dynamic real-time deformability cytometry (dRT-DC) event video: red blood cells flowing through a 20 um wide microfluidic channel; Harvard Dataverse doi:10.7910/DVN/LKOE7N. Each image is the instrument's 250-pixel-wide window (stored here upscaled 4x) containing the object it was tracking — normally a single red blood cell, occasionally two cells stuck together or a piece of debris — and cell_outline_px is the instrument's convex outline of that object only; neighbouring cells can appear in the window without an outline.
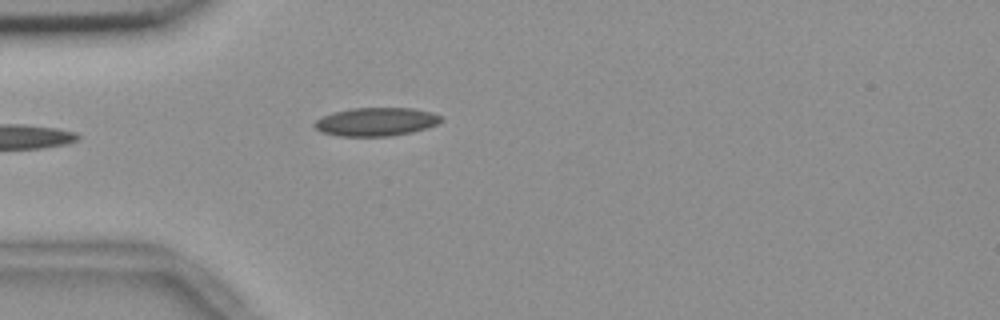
{"species": "common noctule bat (a hibernating species)", "species_latin": "Nyctalus noctula", "temperature_condition": "room temperature", "stored_images_in_passage": 25, "camera_frame_rate_fps": 3000, "um_per_image_px": 0.085, "animal": {"sex": "female", "body_mass_g": 18.4}, "frame": {"image": 1, "passage_image": 1, "time_ms": 0.0, "image_size_px": [1000, 320], "cell_outline_px": [[440, 120], [436, 124], [412, 132], [388, 136], [340, 136], [320, 132], [312, 124], [316, 120], [332, 112], [352, 108], [412, 108], [432, 112], [440, 116]], "centroid_in_image_um": [31.91, 10.35], "position_along_channel_um": 53.1, "area_um2": 20.75}}